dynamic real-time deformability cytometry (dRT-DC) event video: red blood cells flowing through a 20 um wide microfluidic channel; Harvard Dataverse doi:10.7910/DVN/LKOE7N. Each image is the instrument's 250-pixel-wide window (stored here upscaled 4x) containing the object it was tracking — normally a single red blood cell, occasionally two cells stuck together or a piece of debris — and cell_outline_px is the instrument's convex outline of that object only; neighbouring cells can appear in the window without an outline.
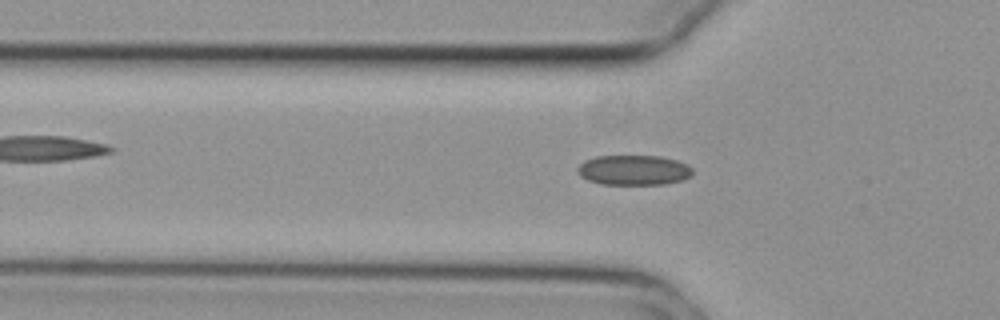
{"species": "common noctule bat (a hibernating species)", "species_latin": "Nyctalus noctula", "temperature_condition": "cold", "stored_images_in_passage": 47, "camera_frame_rate_fps": 3000, "um_per_image_px": 0.085, "animal": {"sex": "female", "body_mass_g": 29.2, "forearm_length_mm": 56.3}, "frame": {"image": 1, "passage_image": 11, "time_ms": 3.333, "image_size_px": [1000, 320], "cell_outline_px": [[692, 176], [680, 180], [664, 184], [600, 184], [588, 180], [580, 176], [576, 172], [576, 168], [584, 160], [596, 156], [660, 156], [676, 160], [688, 164], [692, 168]], "centroid_in_image_um": [53.84, 14.45], "position_along_channel_um": 72.0, "area_um2": 20.23}}
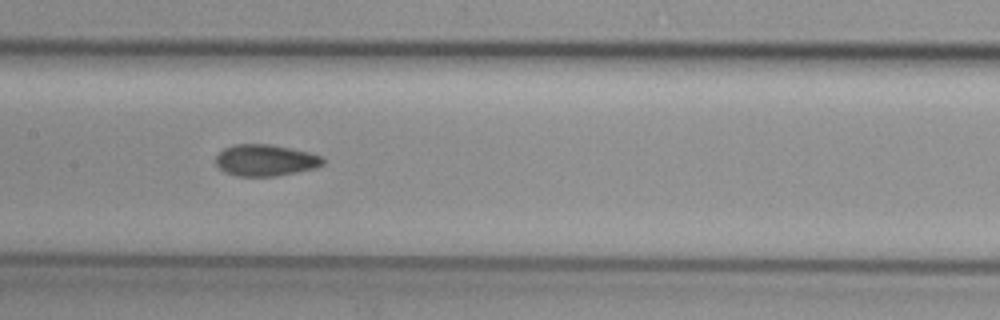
{"frame": {"image": 2, "passage_image": 20, "time_ms": 6.333, "image_size_px": [1000, 320], "cell_outline_px": [[324, 164], [316, 168], [276, 176], [236, 176], [224, 172], [216, 164], [216, 156], [224, 148], [232, 144], [272, 144], [308, 152], [320, 156], [324, 160]], "centroid_in_image_um": [22.54, 13.62], "position_along_channel_um": 184.9, "area_um2": 19.71}}
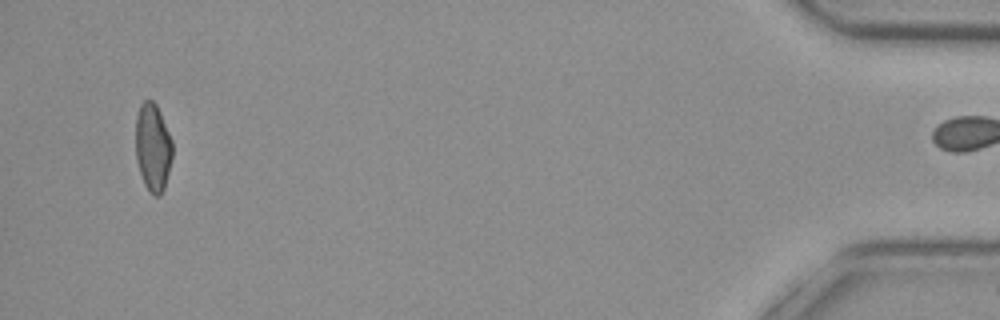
{"frame": {"image": 3, "passage_image": 46, "time_ms": 15.0, "image_size_px": [1000, 320], "cell_outline_px": [[172, 156], [164, 188], [160, 196], [152, 196], [148, 192], [144, 184], [136, 160], [136, 116], [140, 104], [144, 100], [152, 100], [156, 104], [160, 112], [172, 140]], "centroid_in_image_um": [12.98, 12.53], "position_along_channel_um": 422.2, "area_um2": 18.9}, "authors_computed_cell_mechanics": {"area_um2": 19.7676, "velocity_mm_per_s": 3.7374, "shape_relaxation_time_tau1_ms": null, "shape_relaxation_time_tau2_ms": 3.2511, "deformation_change_tau1": null, "deformation_change_tau2": 0.092}}